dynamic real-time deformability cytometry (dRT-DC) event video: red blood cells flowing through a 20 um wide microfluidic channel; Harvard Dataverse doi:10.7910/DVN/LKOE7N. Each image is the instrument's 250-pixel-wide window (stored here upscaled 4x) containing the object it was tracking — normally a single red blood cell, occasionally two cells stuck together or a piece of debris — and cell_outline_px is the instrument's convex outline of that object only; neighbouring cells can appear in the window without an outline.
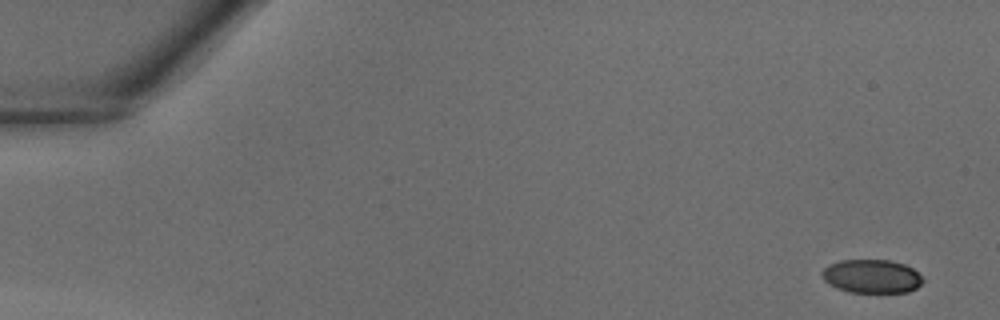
{"species": "common noctule bat (a hibernating species)", "species_latin": "Nyctalus noctula", "temperature_condition": "warm", "stored_images_in_passage": 40, "camera_frame_rate_fps": 3000, "um_per_image_px": 0.085, "animal": {"sex": "male", "body_mass_g": 18.8}, "frame": {"image": 1, "passage_image": 1, "time_ms": 0.0, "image_size_px": [1000, 320], "cell_outline_px": [[924, 280], [916, 288], [908, 292], [848, 292], [836, 288], [828, 284], [820, 276], [820, 272], [828, 264], [840, 260], [888, 260], [904, 264], [912, 268]], "centroid_in_image_um": [74.03, 23.48], "position_along_channel_um": 11.0, "area_um2": 19.83}}
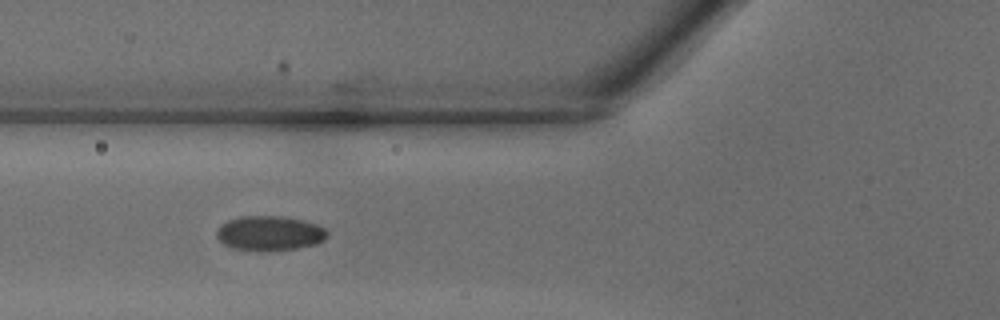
{"frame": {"image": 2, "passage_image": 15, "time_ms": 4.667, "image_size_px": [1000, 320], "cell_outline_px": [[328, 236], [324, 240], [316, 244], [296, 248], [232, 248], [224, 244], [216, 236], [216, 232], [220, 224], [228, 220], [240, 216], [280, 216], [300, 220], [316, 224], [324, 228], [328, 232]], "centroid_in_image_um": [22.91, 19.78], "position_along_channel_um": 102.9, "area_um2": 21.56}}
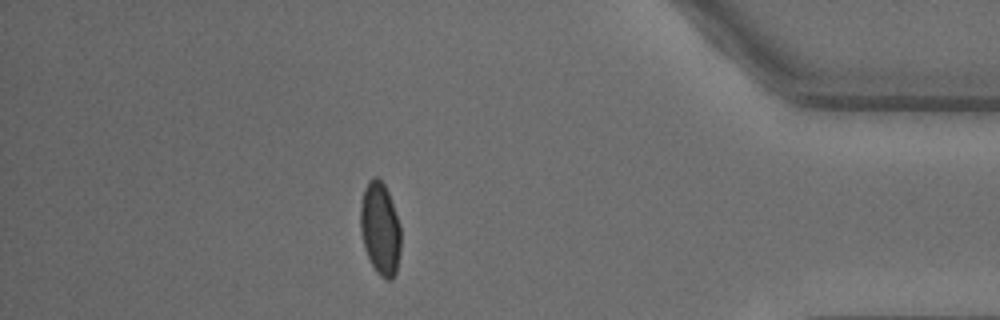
{"frame": {"image": 3, "passage_image": 35, "time_ms": 11.333, "image_size_px": [1000, 320], "cell_outline_px": [[400, 252], [396, 272], [392, 280], [384, 280], [376, 272], [364, 248], [360, 228], [360, 204], [364, 188], [368, 180], [372, 176], [376, 176], [384, 184], [388, 192], [400, 224]], "centroid_in_image_um": [32.3, 19.44], "position_along_channel_um": 402.9, "area_um2": 22.02}}